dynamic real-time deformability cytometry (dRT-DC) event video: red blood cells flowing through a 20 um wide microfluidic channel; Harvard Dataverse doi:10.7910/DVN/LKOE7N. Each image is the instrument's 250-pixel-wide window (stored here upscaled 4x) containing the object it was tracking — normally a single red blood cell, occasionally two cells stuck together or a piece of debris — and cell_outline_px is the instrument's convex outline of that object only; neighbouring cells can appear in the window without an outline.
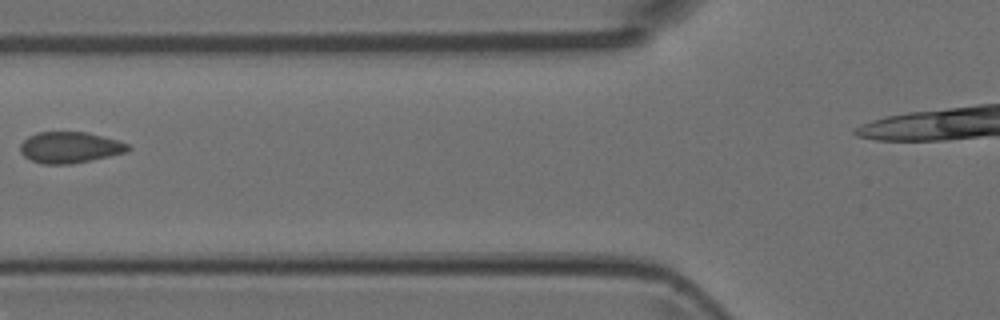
{"species": "Egyptian fruit bat (a non-hibernating species)", "species_latin": "Rousettus aegyptiacus", "temperature_condition": "room temperature", "stored_images_in_passage": 4, "camera_frame_rate_fps": 3000, "um_per_image_px": 0.085, "animal": {"sex": "female"}, "frame": {"image": 1, "passage_image": 3, "time_ms": 0.667, "image_size_px": [1000, 320], "cell_outline_px": [[132, 148], [124, 152], [108, 156], [68, 164], [44, 164], [32, 160], [24, 156], [20, 152], [20, 144], [28, 136], [36, 132], [88, 132], [116, 140], [128, 144]], "centroid_in_image_um": [5.89, 12.52], "position_along_channel_um": 119.9, "area_um2": 19.31}}
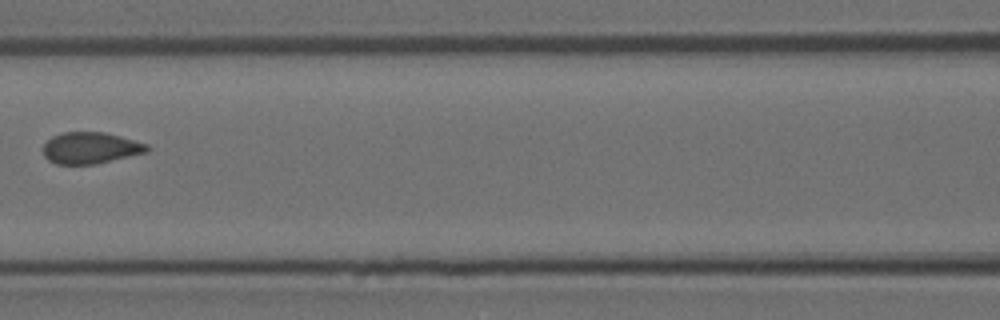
{"frame": {"image": 2, "passage_image": 4, "time_ms": 1.0, "image_size_px": [1000, 320], "cell_outline_px": [[152, 148], [148, 152], [96, 164], [56, 164], [48, 160], [44, 156], [40, 148], [52, 136], [60, 132], [104, 132], [120, 136], [148, 144]], "centroid_in_image_um": [7.68, 12.57], "position_along_channel_um": 158.9, "area_um2": 19.36}}